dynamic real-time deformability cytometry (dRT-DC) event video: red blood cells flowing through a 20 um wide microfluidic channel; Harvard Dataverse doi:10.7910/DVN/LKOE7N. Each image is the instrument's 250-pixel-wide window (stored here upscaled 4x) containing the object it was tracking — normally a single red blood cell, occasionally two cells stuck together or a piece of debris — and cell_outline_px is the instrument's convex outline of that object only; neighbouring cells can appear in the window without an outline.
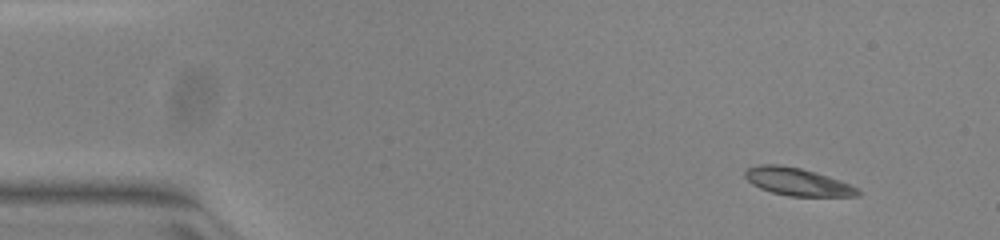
{"species": "common noctule bat (a hibernating species)", "species_latin": "Nyctalus noctula", "temperature_condition": "warm", "stored_images_in_passage": 48, "camera_frame_rate_fps": 3000, "um_per_image_px": 0.085, "animal": {"sex": "female", "body_mass_g": 23.0, "forearm_length_mm": 53.4}, "frame": {"image": 1, "passage_image": 1, "time_ms": 0.0, "image_size_px": [1000, 240], "cell_outline_px": [[860, 192], [856, 196], [788, 196], [772, 192], [760, 188], [752, 184], [744, 176], [744, 172], [748, 168], [760, 164], [780, 164], [800, 168], [848, 184], [856, 188]], "centroid_in_image_um": [67.69, 15.45], "position_along_channel_um": 17.3, "area_um2": 17.69}}
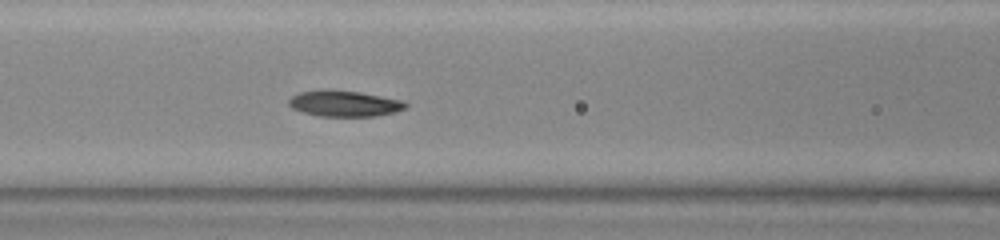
{"frame": {"image": 2, "passage_image": 18, "time_ms": 5.667, "image_size_px": [1000, 240], "cell_outline_px": [[408, 108], [396, 112], [376, 116], [320, 116], [304, 112], [292, 108], [288, 104], [288, 100], [292, 96], [300, 92], [360, 92], [400, 100], [408, 104]], "centroid_in_image_um": [29.33, 8.84], "position_along_channel_um": 137.3, "area_um2": 16.94}}
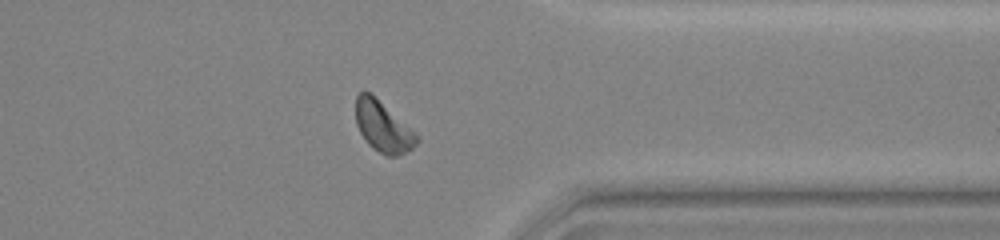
{"frame": {"image": 3, "passage_image": 37, "time_ms": 12.0, "image_size_px": [1000, 240], "cell_outline_px": [[420, 140], [412, 148], [396, 156], [388, 156], [372, 148], [368, 144], [360, 132], [356, 124], [356, 96], [364, 88], [372, 92]], "centroid_in_image_um": [32.48, 10.72], "position_along_channel_um": 378.9, "area_um2": 17.63}, "authors_computed_cell_mechanics": {"area_um2": 17.5712, "velocity_mm_per_s": 3.9499, "shape_relaxation_time_tau1_ms": 2.6288, "shape_relaxation_time_tau2_ms": 11.0568, "deformation_change_tau1": 0.1155, "deformation_change_tau2": 0.1983}}